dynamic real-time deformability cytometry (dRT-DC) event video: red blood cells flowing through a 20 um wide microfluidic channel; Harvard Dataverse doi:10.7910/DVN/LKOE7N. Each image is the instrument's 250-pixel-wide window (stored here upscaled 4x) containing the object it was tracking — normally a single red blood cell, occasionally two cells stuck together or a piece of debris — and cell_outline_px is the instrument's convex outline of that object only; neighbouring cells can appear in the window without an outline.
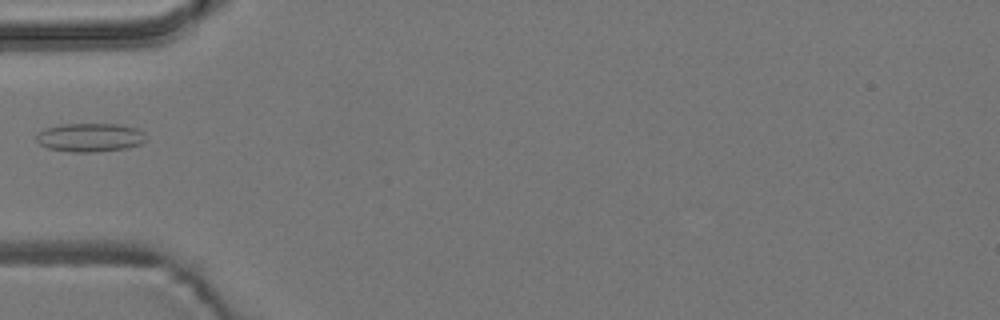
{"species": "common noctule bat (a hibernating species)", "species_latin": "Nyctalus noctula", "temperature_condition": "room temperature", "stored_images_in_passage": 1, "camera_frame_rate_fps": 3000, "um_per_image_px": 0.085, "animal": {"sex": "male", "body_mass_g": 19.2, "forearm_length_mm": 51.8}, "frame": {"image": 1, "passage_image": 1, "time_ms": 0.0, "image_size_px": [1000, 320], "cell_outline_px": [[144, 140], [140, 144], [124, 148], [92, 152], [72, 152], [48, 148], [40, 144], [36, 140], [36, 136], [44, 128], [60, 124], [120, 124], [136, 128], [144, 132]], "centroid_in_image_um": [7.62, 11.67], "position_along_channel_um": 77.4, "area_um2": 18.15}}